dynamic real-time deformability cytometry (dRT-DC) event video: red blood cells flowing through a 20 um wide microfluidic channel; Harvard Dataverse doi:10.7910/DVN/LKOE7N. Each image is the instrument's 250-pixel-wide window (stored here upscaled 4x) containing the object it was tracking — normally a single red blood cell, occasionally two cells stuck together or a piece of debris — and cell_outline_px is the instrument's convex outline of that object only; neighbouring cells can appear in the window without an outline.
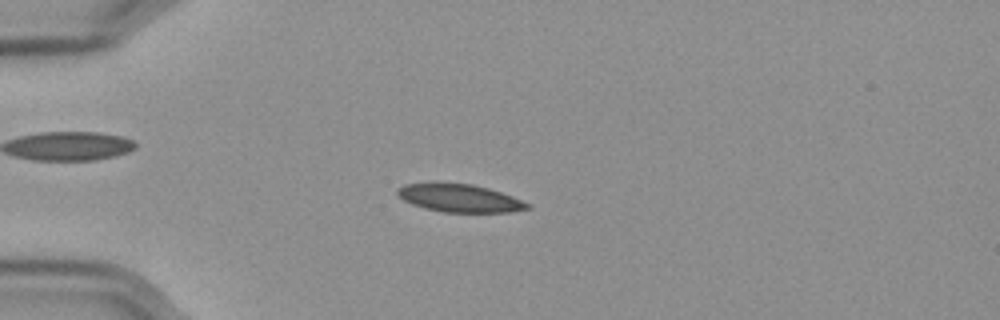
{"species": "Egyptian fruit bat (a non-hibernating species)", "species_latin": "Rousettus aegyptiacus", "temperature_condition": "cold", "stored_images_in_passage": 46, "camera_frame_rate_fps": 3000, "um_per_image_px": 0.085, "frame": {"image": 1, "passage_image": 4, "time_ms": 1.0, "image_size_px": [1000, 320], "cell_outline_px": [[532, 208], [512, 212], [444, 212], [424, 208], [412, 204], [404, 200], [396, 192], [396, 188], [404, 184], [436, 180], [472, 184], [488, 188], [512, 196], [532, 204]], "centroid_in_image_um": [39.04, 16.8], "position_along_channel_um": 46.0, "area_um2": 21.85}}
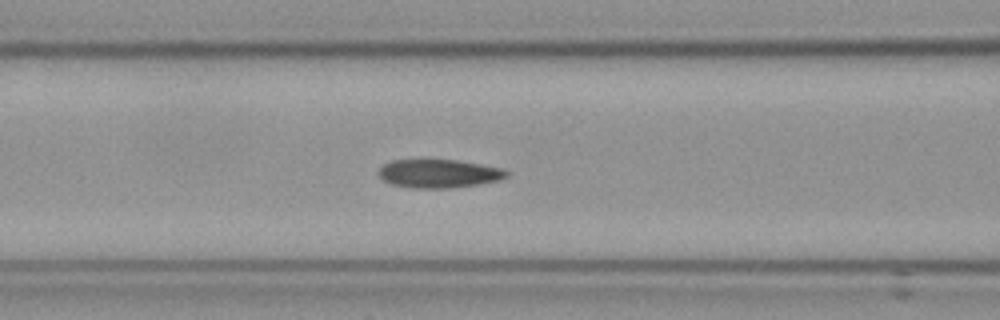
{"frame": {"image": 2, "passage_image": 13, "time_ms": 4.0, "image_size_px": [1000, 320], "cell_outline_px": [[508, 176], [500, 180], [480, 184], [452, 188], [412, 188], [392, 184], [384, 180], [376, 172], [384, 164], [392, 160], [456, 160], [504, 168], [508, 172]], "centroid_in_image_um": [37.32, 14.76], "position_along_channel_um": 129.3, "area_um2": 21.27}}
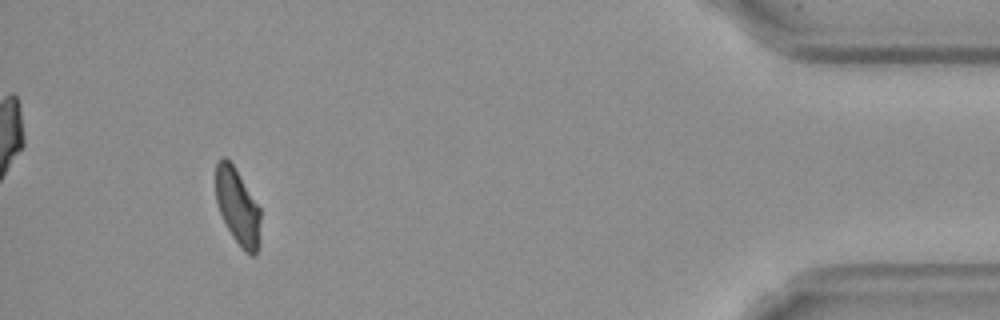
{"frame": {"image": 3, "passage_image": 42, "time_ms": 13.667, "image_size_px": [1000, 320], "cell_outline_px": [[260, 244], [256, 256], [252, 256], [244, 252], [232, 236], [220, 212], [216, 200], [216, 164], [220, 156], [224, 156], [232, 164], [260, 208]], "centroid_in_image_um": [20.21, 17.62], "position_along_channel_um": 415.0, "area_um2": 19.83}, "authors_computed_cell_mechanics": {"area_um2": 21.2993, "velocity_mm_per_s": 3.565, "shape_relaxation_time_tau1_ms": null, "shape_relaxation_time_tau2_ms": 3.816, "deformation_change_tau1": null, "deformation_change_tau2": 0.081}}